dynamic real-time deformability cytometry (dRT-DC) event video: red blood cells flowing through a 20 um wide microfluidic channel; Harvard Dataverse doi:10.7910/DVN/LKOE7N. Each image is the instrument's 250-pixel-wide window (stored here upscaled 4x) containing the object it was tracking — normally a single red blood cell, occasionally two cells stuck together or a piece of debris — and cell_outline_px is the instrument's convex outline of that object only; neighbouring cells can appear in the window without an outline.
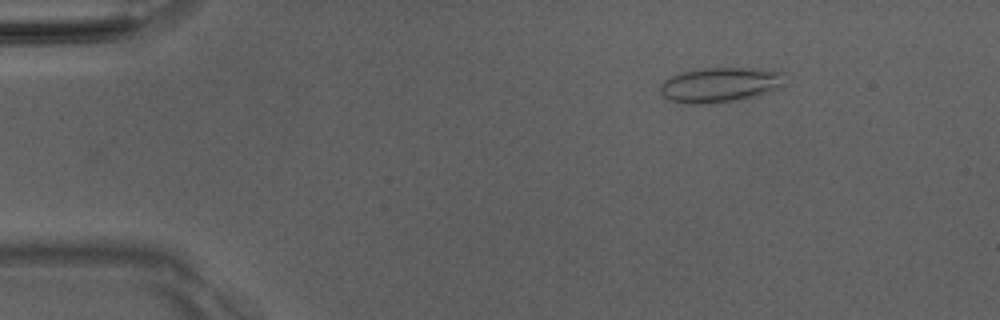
{"species": "Egyptian fruit bat (a non-hibernating species)", "species_latin": "Rousettus aegyptiacus", "temperature_condition": "room temperature", "stored_images_in_passage": 48, "camera_frame_rate_fps": 3000, "um_per_image_px": 0.085, "animal": {"sex": "male"}, "frame": {"image": 1, "passage_image": 5, "time_ms": 1.333, "image_size_px": [1000, 320], "cell_outline_px": [[784, 72], [780, 84], [776, 88], [760, 96], [740, 100], [716, 104], [680, 104], [668, 100], [660, 92], [660, 84], [664, 80], [680, 72], [704, 68], [752, 68]], "centroid_in_image_um": [61.13, 7.24], "position_along_channel_um": 23.9, "area_um2": 25.61}}
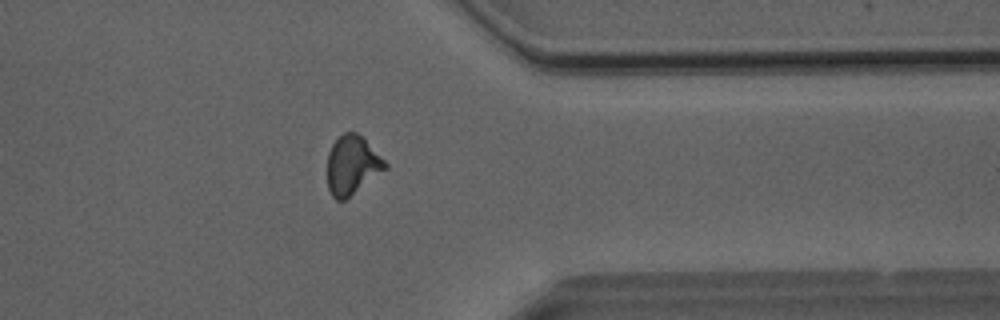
{"frame": {"image": 2, "passage_image": 38, "time_ms": 12.333, "image_size_px": [1000, 320], "cell_outline_px": [[388, 168], [344, 200], [336, 200], [332, 196], [328, 188], [328, 152], [332, 144], [344, 132], [356, 132], [388, 164]], "centroid_in_image_um": [29.92, 14.05], "position_along_channel_um": 381.5, "area_um2": 19.42}}
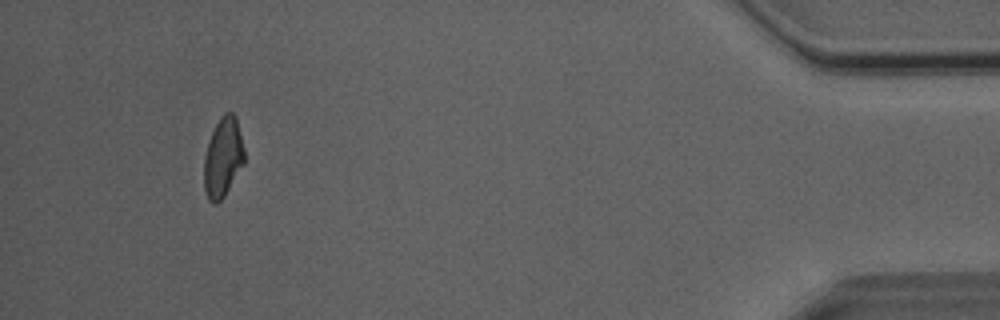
{"frame": {"image": 3, "passage_image": 45, "time_ms": 14.667, "image_size_px": [1000, 320], "cell_outline_px": [[244, 164], [224, 196], [216, 204], [212, 204], [208, 200], [204, 188], [204, 156], [212, 132], [220, 116], [224, 112], [232, 112], [236, 116], [244, 148]], "centroid_in_image_um": [18.95, 13.38], "position_along_channel_um": 416.2, "area_um2": 18.73}, "authors_computed_cell_mechanics": {"area_um2": 19.9121, "velocity_mm_per_s": 4.063, "shape_relaxation_time_tau1_ms": null, "shape_relaxation_time_tau2_ms": 2.5526, "deformation_change_tau1": null, "deformation_change_tau2": 0.0903}}